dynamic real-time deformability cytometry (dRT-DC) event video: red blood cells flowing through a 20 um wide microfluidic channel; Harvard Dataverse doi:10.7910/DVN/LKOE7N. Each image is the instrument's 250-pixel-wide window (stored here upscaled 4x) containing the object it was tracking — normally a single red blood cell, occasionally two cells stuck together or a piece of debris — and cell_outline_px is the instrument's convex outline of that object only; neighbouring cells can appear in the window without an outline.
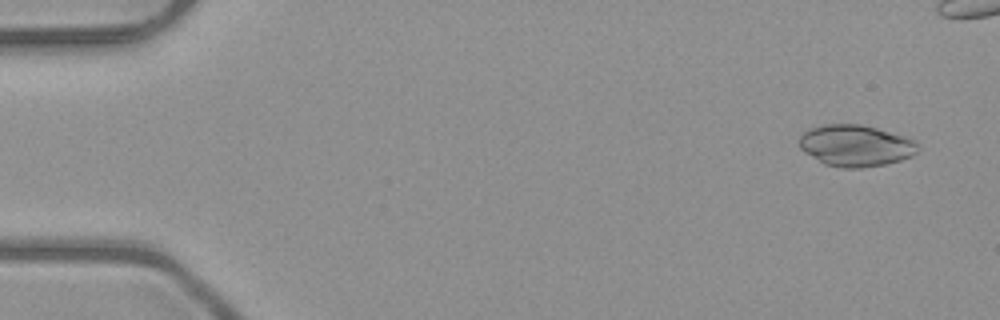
{"species": "common noctule bat (a hibernating species)", "species_latin": "Nyctalus noctula", "temperature_condition": "room temperature", "stored_images_in_passage": 45, "camera_frame_rate_fps": 3000, "um_per_image_px": 0.085, "animal": {"sex": "male", "body_mass_g": 23.1, "forearm_length_mm": 52.7}, "frame": {"image": 1, "passage_image": 3, "time_ms": 0.667, "image_size_px": [1000, 320], "cell_outline_px": [[920, 148], [912, 156], [900, 160], [884, 164], [860, 168], [844, 168], [824, 164], [804, 152], [800, 148], [800, 132], [808, 128], [824, 124], [860, 124], [876, 128], [916, 140]], "centroid_in_image_um": [72.7, 12.37], "position_along_channel_um": 12.3, "area_um2": 28.78}}